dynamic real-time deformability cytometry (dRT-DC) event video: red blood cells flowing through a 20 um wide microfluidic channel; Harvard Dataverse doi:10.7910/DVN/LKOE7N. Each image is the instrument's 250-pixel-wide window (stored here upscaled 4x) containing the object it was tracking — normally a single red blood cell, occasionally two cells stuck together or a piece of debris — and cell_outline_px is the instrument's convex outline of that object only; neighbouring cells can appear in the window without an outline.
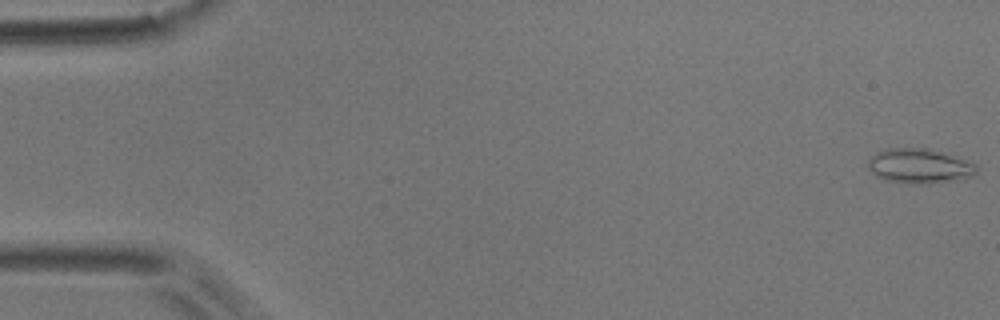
{"species": "common noctule bat (a hibernating species)", "species_latin": "Nyctalus noctula", "temperature_condition": "room temperature", "stored_images_in_passage": 51, "camera_frame_rate_fps": 3000, "um_per_image_px": 0.085, "animal": {"sex": "male", "body_mass_g": 17.9}, "frame": {"image": 1, "passage_image": 1, "time_ms": 0.0, "image_size_px": [1000, 320], "cell_outline_px": [[976, 172], [972, 176], [964, 180], [928, 184], [916, 184], [884, 180], [876, 176], [868, 168], [868, 160], [876, 152], [888, 148], [928, 148], [976, 164]], "centroid_in_image_um": [78.14, 14.13], "position_along_channel_um": 6.9, "area_um2": 22.02}}
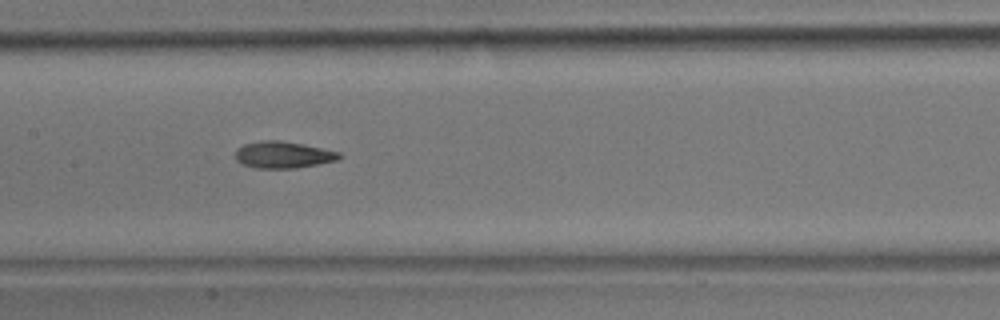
{"frame": {"image": 2, "passage_image": 25, "time_ms": 8.0, "image_size_px": [1000, 320], "cell_outline_px": [[344, 156], [336, 160], [296, 168], [256, 168], [244, 164], [236, 160], [236, 148], [244, 144], [260, 140], [280, 140], [304, 144], [340, 152]], "centroid_in_image_um": [24.07, 13.14], "position_along_channel_um": 183.3, "area_um2": 16.18}}
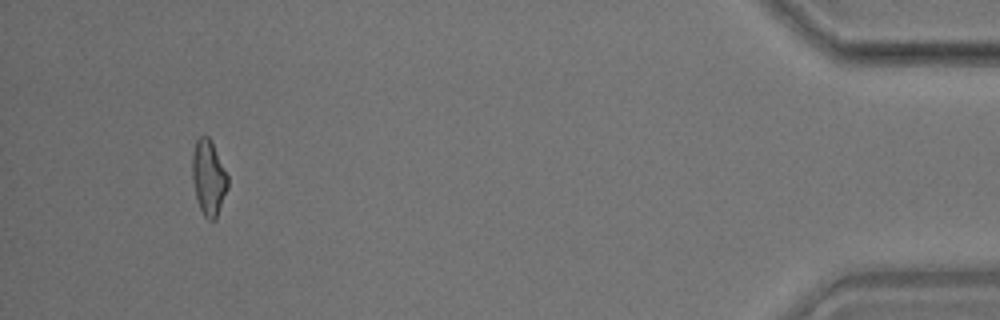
{"frame": {"image": 3, "passage_image": 48, "time_ms": 15.667, "image_size_px": [1000, 320], "cell_outline_px": [[228, 188], [216, 220], [208, 220], [204, 216], [200, 208], [196, 196], [192, 180], [192, 152], [196, 140], [200, 136], [208, 136], [228, 176]], "centroid_in_image_um": [17.72, 15.13], "position_along_channel_um": 417.5, "area_um2": 15.49}, "authors_computed_cell_mechanics": {"area_um2": 16.0684, "velocity_mm_per_s": 3.9683, "shape_relaxation_time_tau1_ms": null, "shape_relaxation_time_tau2_ms": 3.7584, "deformation_change_tau1": null, "deformation_change_tau2": 0.1316}}